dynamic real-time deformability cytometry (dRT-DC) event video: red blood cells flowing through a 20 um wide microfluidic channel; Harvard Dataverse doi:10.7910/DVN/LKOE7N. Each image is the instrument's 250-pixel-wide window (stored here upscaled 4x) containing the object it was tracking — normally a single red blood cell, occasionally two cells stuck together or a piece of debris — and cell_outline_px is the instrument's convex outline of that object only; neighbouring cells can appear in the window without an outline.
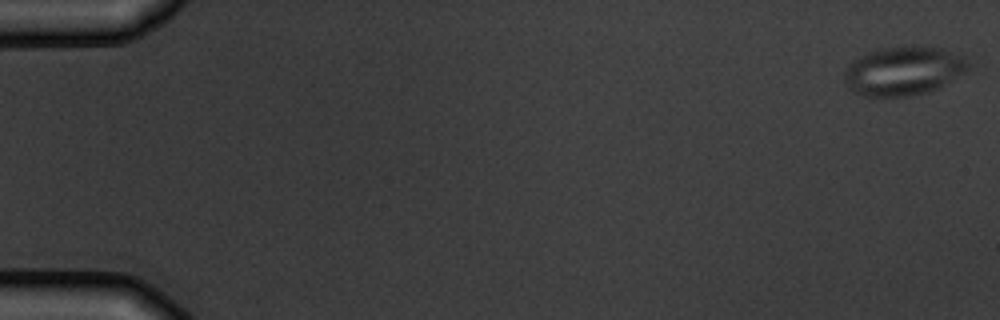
{"species": "common noctule bat (a hibernating species)", "species_latin": "Nyctalus noctula", "temperature_condition": "warm", "stored_images_in_passage": 6, "camera_frame_rate_fps": 3000, "um_per_image_px": 0.085, "animal": {"sex": "male", "body_mass_g": 19.5, "forearm_length_mm": 54.6}, "frame": {"image": 1, "passage_image": 1, "time_ms": 0.0, "image_size_px": [1000, 320], "cell_outline_px": [[972, 64], [964, 72], [936, 88], [928, 92], [908, 96], [864, 96], [852, 92], [848, 88], [844, 80], [844, 72], [848, 64], [852, 60], [868, 52], [880, 48], [940, 48], [964, 56]], "centroid_in_image_um": [76.75, 6.05], "position_along_channel_um": 8.3, "area_um2": 34.74}}